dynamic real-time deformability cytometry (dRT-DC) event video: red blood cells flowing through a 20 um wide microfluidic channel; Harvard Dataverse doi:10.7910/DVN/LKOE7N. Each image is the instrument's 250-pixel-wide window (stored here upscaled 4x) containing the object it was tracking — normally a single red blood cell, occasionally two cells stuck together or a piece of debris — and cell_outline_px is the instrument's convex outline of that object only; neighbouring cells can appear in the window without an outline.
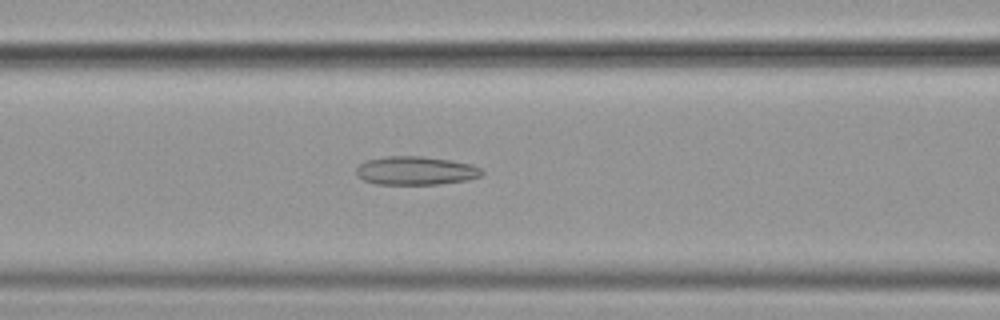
{"species": "common noctule bat (a hibernating species)", "species_latin": "Nyctalus noctula", "temperature_condition": "cold", "stored_images_in_passage": 48, "camera_frame_rate_fps": 3000, "um_per_image_px": 0.085, "animal": {"sex": "female", "body_mass_g": 19.9}, "frame": {"image": 1, "passage_image": 16, "time_ms": 5.0, "image_size_px": [1000, 320], "cell_outline_px": [[484, 172], [480, 176], [464, 180], [440, 184], [376, 184], [364, 180], [356, 176], [356, 168], [360, 164], [368, 160], [384, 156], [420, 156], [452, 160], [472, 164], [480, 168]], "centroid_in_image_um": [35.32, 14.5], "position_along_channel_um": 131.3, "area_um2": 20.87}}
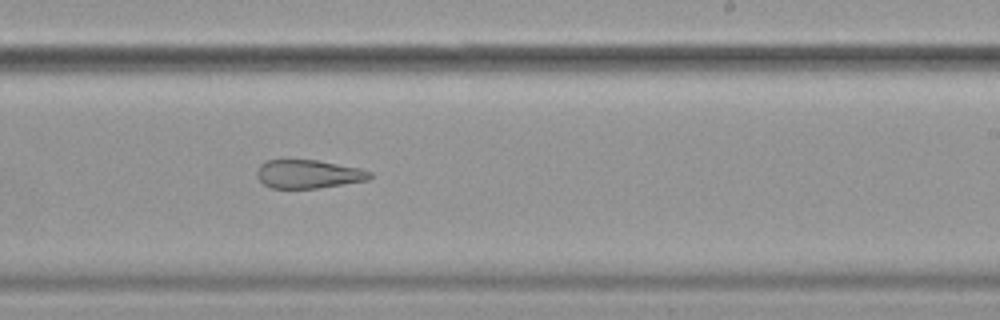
{"frame": {"image": 2, "passage_image": 27, "time_ms": 8.667, "image_size_px": [1000, 320], "cell_outline_px": [[372, 176], [368, 180], [316, 188], [272, 188], [264, 184], [256, 176], [256, 172], [260, 164], [264, 160], [316, 160], [360, 168], [372, 172]], "centroid_in_image_um": [26.19, 14.79], "position_along_channel_um": 262.8, "area_um2": 18.67}}
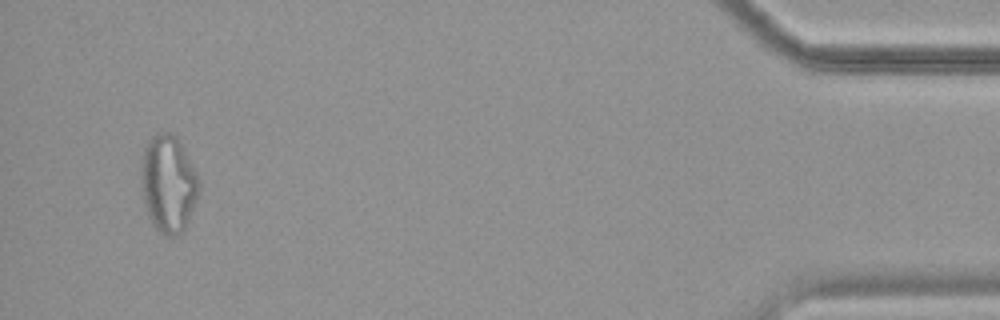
{"frame": {"image": 3, "passage_image": 46, "time_ms": 15.0, "image_size_px": [1000, 320], "cell_outline_px": [[200, 188], [188, 220], [184, 228], [176, 236], [168, 236], [160, 232], [156, 228], [148, 212], [144, 200], [140, 176], [140, 168], [144, 148], [148, 140], [152, 136], [160, 132], [168, 132], [176, 136], [180, 140], [200, 180]], "centroid_in_image_um": [14.31, 15.56], "position_along_channel_um": 420.9, "area_um2": 32.54}, "authors_computed_cell_mechanics": {"area_um2": 23.9581, "velocity_mm_per_s": 3.607, "shape_relaxation_time_tau1_ms": null, "shape_relaxation_time_tau2_ms": 6.6357, "deformation_change_tau1": null, "deformation_change_tau2": 0.1826}}